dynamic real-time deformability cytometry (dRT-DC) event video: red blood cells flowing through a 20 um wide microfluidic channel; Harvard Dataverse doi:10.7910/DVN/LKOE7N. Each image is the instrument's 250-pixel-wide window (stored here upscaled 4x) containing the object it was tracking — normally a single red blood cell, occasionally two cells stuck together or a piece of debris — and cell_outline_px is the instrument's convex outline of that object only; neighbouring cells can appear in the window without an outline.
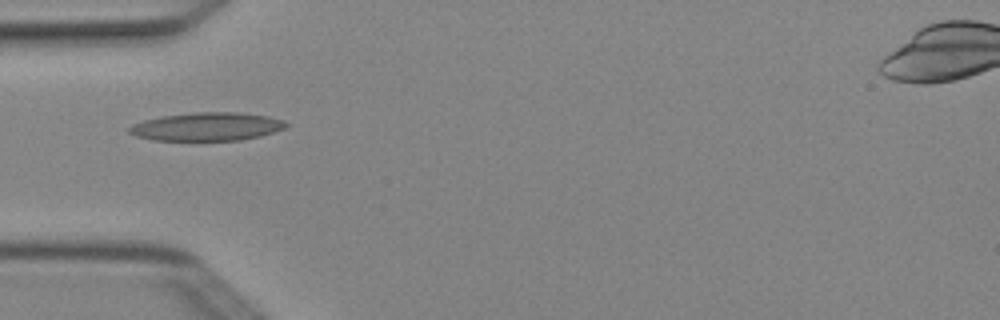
{"species": "Egyptian fruit bat (a non-hibernating species)", "species_latin": "Rousettus aegyptiacus", "temperature_condition": "cold", "stored_images_in_passage": 1, "camera_frame_rate_fps": 3000, "um_per_image_px": 0.085, "animal": {"sex": "female"}, "frame": {"image": 1, "passage_image": 1, "time_ms": 0.0, "image_size_px": [1000, 320], "cell_outline_px": [[288, 124], [284, 128], [260, 136], [240, 140], [152, 140], [136, 136], [128, 132], [128, 128], [132, 124], [144, 120], [160, 116], [192, 112], [236, 112], [268, 116], [284, 120]], "centroid_in_image_um": [17.55, 10.75], "position_along_channel_um": 67.4, "area_um2": 25.84}}